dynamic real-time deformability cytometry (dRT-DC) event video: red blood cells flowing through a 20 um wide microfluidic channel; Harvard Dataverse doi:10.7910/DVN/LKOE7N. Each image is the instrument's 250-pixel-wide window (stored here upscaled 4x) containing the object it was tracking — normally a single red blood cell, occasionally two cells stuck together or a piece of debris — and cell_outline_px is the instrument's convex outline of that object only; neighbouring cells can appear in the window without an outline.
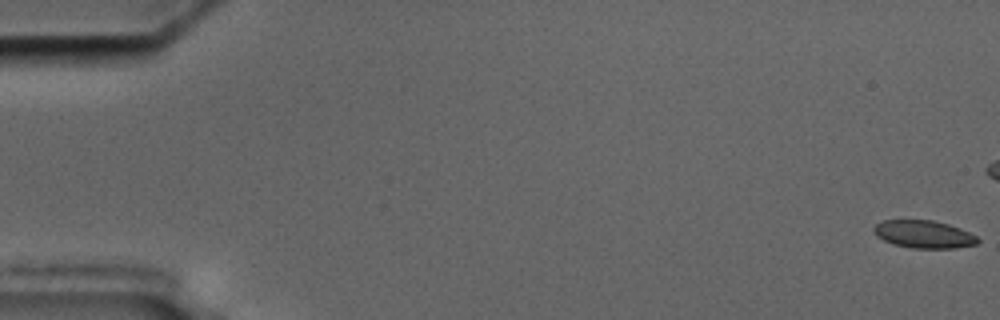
{"species": "common noctule bat (a hibernating species)", "species_latin": "Nyctalus noctula", "temperature_condition": "cold", "stored_images_in_passage": 47, "camera_frame_rate_fps": 3000, "um_per_image_px": 0.085, "animal": {"sex": "male", "body_mass_g": 17.5, "forearm_length_mm": 52.3}, "frame": {"image": 1, "passage_image": 1, "time_ms": 0.0, "image_size_px": [1000, 320], "cell_outline_px": [[980, 240], [976, 244], [956, 248], [912, 248], [892, 244], [876, 236], [872, 232], [872, 228], [876, 224], [884, 220], [932, 220], [948, 224], [960, 228], [976, 236]], "centroid_in_image_um": [78.49, 19.91], "position_along_channel_um": 6.5, "area_um2": 16.82}}
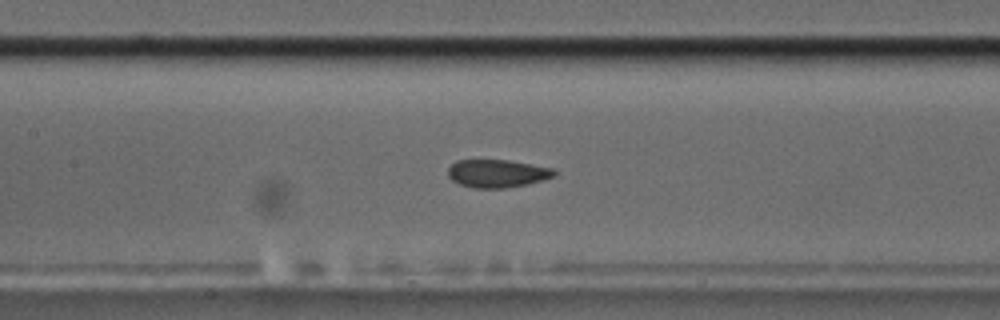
{"frame": {"image": 2, "passage_image": 27, "time_ms": 8.667, "image_size_px": [1000, 320], "cell_outline_px": [[556, 176], [544, 180], [528, 184], [504, 188], [476, 188], [460, 184], [452, 180], [448, 176], [448, 168], [456, 160], [508, 160], [532, 164], [552, 168], [556, 172]], "centroid_in_image_um": [42.28, 14.74], "position_along_channel_um": 165.1, "area_um2": 17.34}}
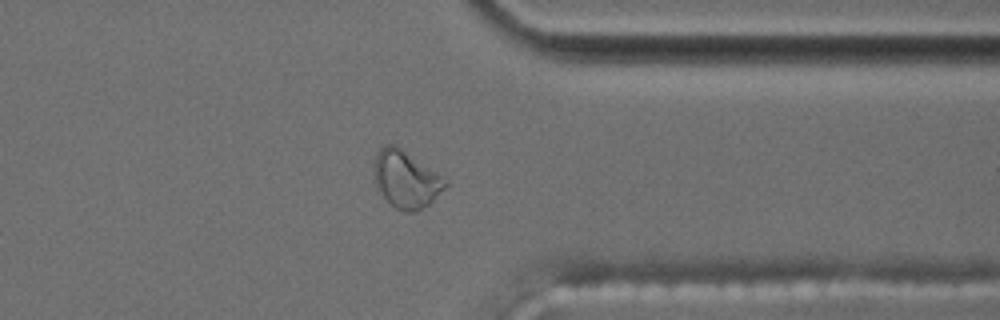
{"frame": {"image": 3, "passage_image": 45, "time_ms": 14.667, "image_size_px": [1000, 320], "cell_outline_px": [[448, 184], [428, 204], [416, 212], [404, 212], [396, 208], [380, 192], [376, 184], [372, 172], [372, 164], [376, 152], [384, 144], [396, 144], [448, 180]], "centroid_in_image_um": [34.46, 15.2], "position_along_channel_um": 376.9, "area_um2": 23.81}}